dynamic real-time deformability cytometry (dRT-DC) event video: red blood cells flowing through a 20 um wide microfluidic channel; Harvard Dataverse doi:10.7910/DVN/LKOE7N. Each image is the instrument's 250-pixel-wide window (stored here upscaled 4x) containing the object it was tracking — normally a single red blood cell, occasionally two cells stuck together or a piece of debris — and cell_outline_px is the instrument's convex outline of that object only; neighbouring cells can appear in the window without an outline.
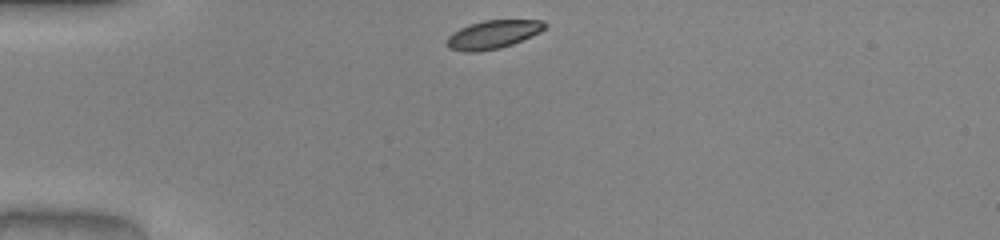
{"species": "common noctule bat (a hibernating species)", "species_latin": "Nyctalus noctula", "temperature_condition": "warm", "stored_images_in_passage": 30, "camera_frame_rate_fps": 3000, "um_per_image_px": 0.085, "animal": {"sex": "male", "body_mass_g": 20.0, "forearm_length_mm": 53.3}, "frame": {"image": 1, "passage_image": 1, "time_ms": 0.0, "image_size_px": [1000, 240], "cell_outline_px": [[548, 24], [540, 32], [512, 44], [500, 48], [476, 52], [464, 52], [448, 48], [444, 44], [444, 40], [452, 32], [460, 28], [484, 20], [544, 20]], "centroid_in_image_um": [41.85, 2.94], "position_along_channel_um": 43.1, "area_um2": 16.3}}
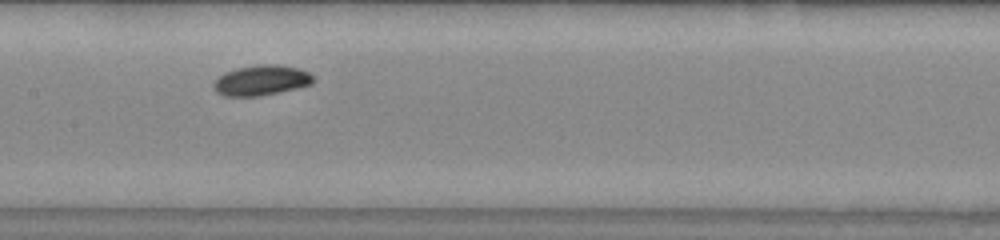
{"frame": {"image": 2, "passage_image": 14, "time_ms": 4.333, "image_size_px": [1000, 240], "cell_outline_px": [[312, 84], [296, 88], [260, 96], [224, 96], [216, 92], [212, 84], [224, 72], [236, 68], [260, 64], [272, 64], [300, 68], [308, 72], [312, 76]], "centroid_in_image_um": [22.18, 6.82], "position_along_channel_um": 185.2, "area_um2": 17.46}}
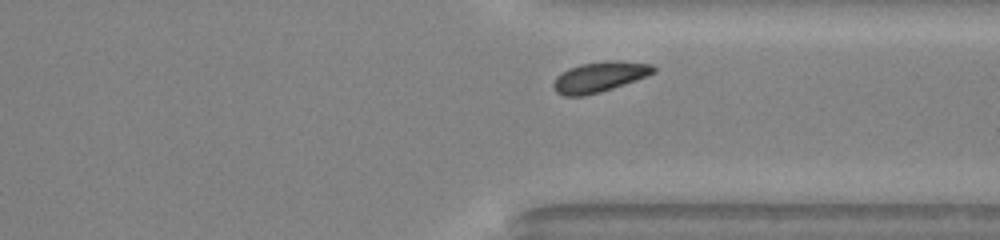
{"frame": {"image": 3, "passage_image": 27, "time_ms": 8.667, "image_size_px": [1000, 240], "cell_outline_px": [[656, 72], [648, 76], [600, 92], [584, 96], [564, 96], [556, 92], [552, 84], [556, 76], [568, 68], [580, 64], [612, 60], [620, 60], [652, 64], [656, 68]], "centroid_in_image_um": [50.97, 6.53], "position_along_channel_um": 360.4, "area_um2": 17.8}, "authors_computed_cell_mechanics": {"area_um2": 16.9932, "velocity_mm_per_s": 4.0323, "shape_relaxation_time_tau1_ms": 2.036, "shape_relaxation_time_tau2_ms": null, "deformation_change_tau1": 0.1039, "deformation_change_tau2": null}}